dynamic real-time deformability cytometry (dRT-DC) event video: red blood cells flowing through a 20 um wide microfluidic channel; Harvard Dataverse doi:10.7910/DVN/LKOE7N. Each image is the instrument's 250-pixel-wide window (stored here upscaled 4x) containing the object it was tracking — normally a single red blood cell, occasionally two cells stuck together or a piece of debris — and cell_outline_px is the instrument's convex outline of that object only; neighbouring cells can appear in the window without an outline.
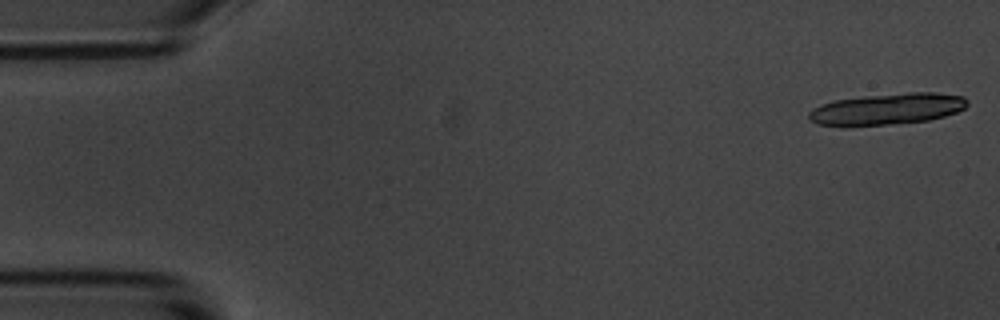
{"species": "common noctule bat (a hibernating species)", "species_latin": "Nyctalus noctula", "temperature_condition": "room temperature", "stored_images_in_passage": 4, "camera_frame_rate_fps": 3000, "um_per_image_px": 0.085, "animal": {"sex": "male", "body_mass_g": 20.1, "forearm_length_mm": 53.5}, "frame": {"image": 1, "passage_image": 1, "time_ms": 0.0, "image_size_px": [1000, 320], "cell_outline_px": [[968, 104], [964, 108], [956, 112], [944, 116], [928, 120], [892, 124], [816, 124], [808, 120], [808, 112], [812, 108], [820, 104], [836, 100], [864, 96], [908, 92], [936, 92], [964, 96], [968, 100]], "centroid_in_image_um": [75.45, 9.23], "position_along_channel_um": 9.6, "area_um2": 28.55}}